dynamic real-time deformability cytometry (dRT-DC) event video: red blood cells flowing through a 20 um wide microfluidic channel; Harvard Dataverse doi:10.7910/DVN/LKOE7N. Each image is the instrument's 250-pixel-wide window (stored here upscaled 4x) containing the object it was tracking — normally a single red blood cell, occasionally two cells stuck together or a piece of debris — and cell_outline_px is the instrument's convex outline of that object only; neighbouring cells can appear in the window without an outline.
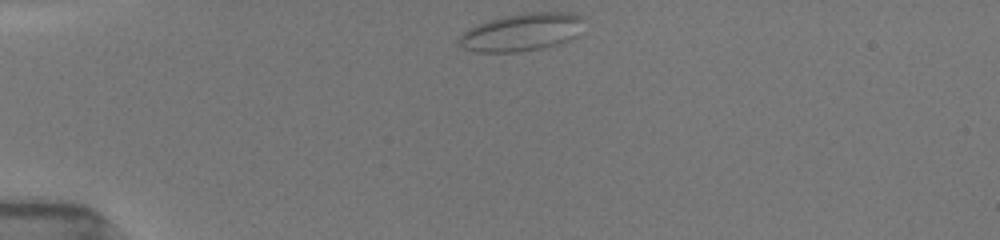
{"species": "common noctule bat (a hibernating species)", "species_latin": "Nyctalus noctula", "temperature_condition": "room temperature", "stored_images_in_passage": 8, "camera_frame_rate_fps": 3000, "um_per_image_px": 0.085, "animal": {"sex": "female", "body_mass_g": 19.5, "forearm_length_mm": 54.1}, "frame": {"image": 1, "passage_image": 1, "time_ms": 0.0, "image_size_px": [1000, 240], "cell_outline_px": [[580, 20], [572, 36], [568, 40], [556, 44], [540, 48], [516, 52], [476, 52], [464, 48], [460, 44], [460, 36], [468, 28], [476, 24], [488, 20], [504, 16], [524, 12], [564, 12], [580, 16]], "centroid_in_image_um": [44.21, 2.73], "position_along_channel_um": 40.8, "area_um2": 26.59}}
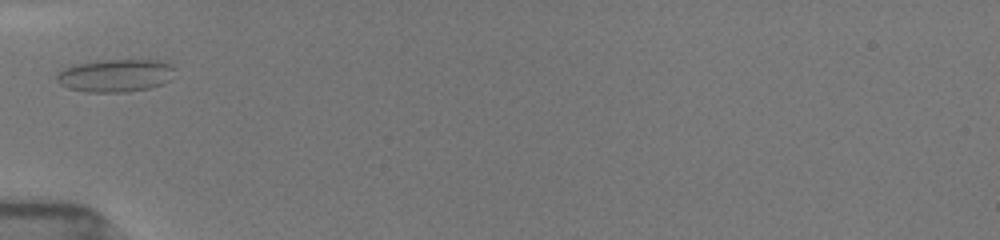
{"frame": {"image": 2, "passage_image": 6, "time_ms": 2.0, "image_size_px": [1000, 240], "cell_outline_px": [[176, 68], [172, 80], [164, 84], [148, 88], [124, 92], [88, 92], [68, 88], [60, 84], [56, 80], [56, 76], [64, 68], [76, 64], [104, 60], [160, 60]], "centroid_in_image_um": [9.86, 6.42], "position_along_channel_um": 75.1, "area_um2": 22.6}}